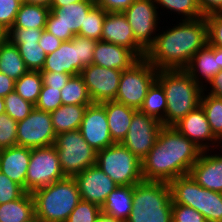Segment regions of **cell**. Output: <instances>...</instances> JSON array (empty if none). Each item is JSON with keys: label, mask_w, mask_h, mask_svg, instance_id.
Instances as JSON below:
<instances>
[{"label": "cell", "mask_w": 222, "mask_h": 222, "mask_svg": "<svg viewBox=\"0 0 222 222\" xmlns=\"http://www.w3.org/2000/svg\"><path fill=\"white\" fill-rule=\"evenodd\" d=\"M169 23L168 20L162 22L145 59L157 70L185 69L195 53L208 44L207 20L205 17L194 20L172 18Z\"/></svg>", "instance_id": "1"}, {"label": "cell", "mask_w": 222, "mask_h": 222, "mask_svg": "<svg viewBox=\"0 0 222 222\" xmlns=\"http://www.w3.org/2000/svg\"><path fill=\"white\" fill-rule=\"evenodd\" d=\"M203 151L174 126H163L154 146L141 161L144 181L170 183L190 173Z\"/></svg>", "instance_id": "2"}, {"label": "cell", "mask_w": 222, "mask_h": 222, "mask_svg": "<svg viewBox=\"0 0 222 222\" xmlns=\"http://www.w3.org/2000/svg\"><path fill=\"white\" fill-rule=\"evenodd\" d=\"M156 80L162 85L167 102L163 126H173L200 106L203 88L184 69L158 70Z\"/></svg>", "instance_id": "3"}, {"label": "cell", "mask_w": 222, "mask_h": 222, "mask_svg": "<svg viewBox=\"0 0 222 222\" xmlns=\"http://www.w3.org/2000/svg\"><path fill=\"white\" fill-rule=\"evenodd\" d=\"M35 217L41 222H66L80 198L78 185L73 177H65L32 192Z\"/></svg>", "instance_id": "4"}, {"label": "cell", "mask_w": 222, "mask_h": 222, "mask_svg": "<svg viewBox=\"0 0 222 222\" xmlns=\"http://www.w3.org/2000/svg\"><path fill=\"white\" fill-rule=\"evenodd\" d=\"M169 183L142 181L133 186V203L126 222H172Z\"/></svg>", "instance_id": "5"}, {"label": "cell", "mask_w": 222, "mask_h": 222, "mask_svg": "<svg viewBox=\"0 0 222 222\" xmlns=\"http://www.w3.org/2000/svg\"><path fill=\"white\" fill-rule=\"evenodd\" d=\"M169 186L173 204L194 208L207 222H222V193L205 189L190 174L173 179Z\"/></svg>", "instance_id": "6"}, {"label": "cell", "mask_w": 222, "mask_h": 222, "mask_svg": "<svg viewBox=\"0 0 222 222\" xmlns=\"http://www.w3.org/2000/svg\"><path fill=\"white\" fill-rule=\"evenodd\" d=\"M96 164L118 186H134L143 181L141 160L120 143L97 151Z\"/></svg>", "instance_id": "7"}, {"label": "cell", "mask_w": 222, "mask_h": 222, "mask_svg": "<svg viewBox=\"0 0 222 222\" xmlns=\"http://www.w3.org/2000/svg\"><path fill=\"white\" fill-rule=\"evenodd\" d=\"M54 146L66 177H74L96 164L97 151L84 140L79 130L56 135Z\"/></svg>", "instance_id": "8"}, {"label": "cell", "mask_w": 222, "mask_h": 222, "mask_svg": "<svg viewBox=\"0 0 222 222\" xmlns=\"http://www.w3.org/2000/svg\"><path fill=\"white\" fill-rule=\"evenodd\" d=\"M157 73L158 70L145 58L123 70L115 101L139 110L149 87L156 80Z\"/></svg>", "instance_id": "9"}, {"label": "cell", "mask_w": 222, "mask_h": 222, "mask_svg": "<svg viewBox=\"0 0 222 222\" xmlns=\"http://www.w3.org/2000/svg\"><path fill=\"white\" fill-rule=\"evenodd\" d=\"M65 177L54 145L31 149L25 181L26 192L32 193L35 189L48 186Z\"/></svg>", "instance_id": "10"}, {"label": "cell", "mask_w": 222, "mask_h": 222, "mask_svg": "<svg viewBox=\"0 0 222 222\" xmlns=\"http://www.w3.org/2000/svg\"><path fill=\"white\" fill-rule=\"evenodd\" d=\"M123 14L132 28L135 41L147 51L163 22L154 0H135Z\"/></svg>", "instance_id": "11"}, {"label": "cell", "mask_w": 222, "mask_h": 222, "mask_svg": "<svg viewBox=\"0 0 222 222\" xmlns=\"http://www.w3.org/2000/svg\"><path fill=\"white\" fill-rule=\"evenodd\" d=\"M95 6L96 2L85 0L50 8L45 30L61 41H69L84 27L85 17Z\"/></svg>", "instance_id": "12"}, {"label": "cell", "mask_w": 222, "mask_h": 222, "mask_svg": "<svg viewBox=\"0 0 222 222\" xmlns=\"http://www.w3.org/2000/svg\"><path fill=\"white\" fill-rule=\"evenodd\" d=\"M162 127L163 124L157 119L137 110L133 114L128 132L120 144L142 161L156 143Z\"/></svg>", "instance_id": "13"}, {"label": "cell", "mask_w": 222, "mask_h": 222, "mask_svg": "<svg viewBox=\"0 0 222 222\" xmlns=\"http://www.w3.org/2000/svg\"><path fill=\"white\" fill-rule=\"evenodd\" d=\"M56 134L50 112L34 108L32 112L17 123V146L38 148L54 145Z\"/></svg>", "instance_id": "14"}, {"label": "cell", "mask_w": 222, "mask_h": 222, "mask_svg": "<svg viewBox=\"0 0 222 222\" xmlns=\"http://www.w3.org/2000/svg\"><path fill=\"white\" fill-rule=\"evenodd\" d=\"M121 74V70L95 64L85 66L80 72L93 103L115 100Z\"/></svg>", "instance_id": "15"}, {"label": "cell", "mask_w": 222, "mask_h": 222, "mask_svg": "<svg viewBox=\"0 0 222 222\" xmlns=\"http://www.w3.org/2000/svg\"><path fill=\"white\" fill-rule=\"evenodd\" d=\"M79 131L84 140L96 151L115 144L110 135L105 108L100 103L87 106Z\"/></svg>", "instance_id": "16"}, {"label": "cell", "mask_w": 222, "mask_h": 222, "mask_svg": "<svg viewBox=\"0 0 222 222\" xmlns=\"http://www.w3.org/2000/svg\"><path fill=\"white\" fill-rule=\"evenodd\" d=\"M82 200L102 206L107 196L118 186L95 164L73 177Z\"/></svg>", "instance_id": "17"}, {"label": "cell", "mask_w": 222, "mask_h": 222, "mask_svg": "<svg viewBox=\"0 0 222 222\" xmlns=\"http://www.w3.org/2000/svg\"><path fill=\"white\" fill-rule=\"evenodd\" d=\"M173 126L182 135L200 147L202 151L215 149L217 138L213 135L201 106L189 112Z\"/></svg>", "instance_id": "18"}, {"label": "cell", "mask_w": 222, "mask_h": 222, "mask_svg": "<svg viewBox=\"0 0 222 222\" xmlns=\"http://www.w3.org/2000/svg\"><path fill=\"white\" fill-rule=\"evenodd\" d=\"M101 41L126 47L140 59L145 58L146 51L135 41L131 26L123 12H107L103 23Z\"/></svg>", "instance_id": "19"}, {"label": "cell", "mask_w": 222, "mask_h": 222, "mask_svg": "<svg viewBox=\"0 0 222 222\" xmlns=\"http://www.w3.org/2000/svg\"><path fill=\"white\" fill-rule=\"evenodd\" d=\"M79 58V35H75L71 40L63 41L57 50L47 54L41 71L78 75L85 67Z\"/></svg>", "instance_id": "20"}, {"label": "cell", "mask_w": 222, "mask_h": 222, "mask_svg": "<svg viewBox=\"0 0 222 222\" xmlns=\"http://www.w3.org/2000/svg\"><path fill=\"white\" fill-rule=\"evenodd\" d=\"M189 174L205 189L222 193V157L215 150L203 151Z\"/></svg>", "instance_id": "21"}, {"label": "cell", "mask_w": 222, "mask_h": 222, "mask_svg": "<svg viewBox=\"0 0 222 222\" xmlns=\"http://www.w3.org/2000/svg\"><path fill=\"white\" fill-rule=\"evenodd\" d=\"M139 60L140 58L126 47L100 40L96 43L92 64L123 71Z\"/></svg>", "instance_id": "22"}, {"label": "cell", "mask_w": 222, "mask_h": 222, "mask_svg": "<svg viewBox=\"0 0 222 222\" xmlns=\"http://www.w3.org/2000/svg\"><path fill=\"white\" fill-rule=\"evenodd\" d=\"M184 70L204 89L214 75L221 70L217 61V47L208 43L195 53Z\"/></svg>", "instance_id": "23"}, {"label": "cell", "mask_w": 222, "mask_h": 222, "mask_svg": "<svg viewBox=\"0 0 222 222\" xmlns=\"http://www.w3.org/2000/svg\"><path fill=\"white\" fill-rule=\"evenodd\" d=\"M31 149L13 146L0 150V171L25 190Z\"/></svg>", "instance_id": "24"}, {"label": "cell", "mask_w": 222, "mask_h": 222, "mask_svg": "<svg viewBox=\"0 0 222 222\" xmlns=\"http://www.w3.org/2000/svg\"><path fill=\"white\" fill-rule=\"evenodd\" d=\"M100 104L105 108L111 138L115 143H120L126 136L133 114L137 110L115 100Z\"/></svg>", "instance_id": "25"}, {"label": "cell", "mask_w": 222, "mask_h": 222, "mask_svg": "<svg viewBox=\"0 0 222 222\" xmlns=\"http://www.w3.org/2000/svg\"><path fill=\"white\" fill-rule=\"evenodd\" d=\"M154 2L163 21L167 19L171 21L172 17L174 20H194L204 17L198 0H154Z\"/></svg>", "instance_id": "26"}, {"label": "cell", "mask_w": 222, "mask_h": 222, "mask_svg": "<svg viewBox=\"0 0 222 222\" xmlns=\"http://www.w3.org/2000/svg\"><path fill=\"white\" fill-rule=\"evenodd\" d=\"M133 203V186H117L101 206V212L127 221Z\"/></svg>", "instance_id": "27"}, {"label": "cell", "mask_w": 222, "mask_h": 222, "mask_svg": "<svg viewBox=\"0 0 222 222\" xmlns=\"http://www.w3.org/2000/svg\"><path fill=\"white\" fill-rule=\"evenodd\" d=\"M35 218L32 193L25 192L20 198L0 205V222H29Z\"/></svg>", "instance_id": "28"}, {"label": "cell", "mask_w": 222, "mask_h": 222, "mask_svg": "<svg viewBox=\"0 0 222 222\" xmlns=\"http://www.w3.org/2000/svg\"><path fill=\"white\" fill-rule=\"evenodd\" d=\"M89 105H61L50 112L53 129L56 135L79 130L85 110Z\"/></svg>", "instance_id": "29"}, {"label": "cell", "mask_w": 222, "mask_h": 222, "mask_svg": "<svg viewBox=\"0 0 222 222\" xmlns=\"http://www.w3.org/2000/svg\"><path fill=\"white\" fill-rule=\"evenodd\" d=\"M28 71L18 47L7 39L0 46V72L16 81Z\"/></svg>", "instance_id": "30"}, {"label": "cell", "mask_w": 222, "mask_h": 222, "mask_svg": "<svg viewBox=\"0 0 222 222\" xmlns=\"http://www.w3.org/2000/svg\"><path fill=\"white\" fill-rule=\"evenodd\" d=\"M50 8L30 3H22L12 28L45 29Z\"/></svg>", "instance_id": "31"}, {"label": "cell", "mask_w": 222, "mask_h": 222, "mask_svg": "<svg viewBox=\"0 0 222 222\" xmlns=\"http://www.w3.org/2000/svg\"><path fill=\"white\" fill-rule=\"evenodd\" d=\"M166 98L162 85L155 80L149 87L142 107L139 109L142 113L162 122L166 112Z\"/></svg>", "instance_id": "32"}, {"label": "cell", "mask_w": 222, "mask_h": 222, "mask_svg": "<svg viewBox=\"0 0 222 222\" xmlns=\"http://www.w3.org/2000/svg\"><path fill=\"white\" fill-rule=\"evenodd\" d=\"M61 101L63 105H91L93 104L87 90V86L80 74L71 76L61 89Z\"/></svg>", "instance_id": "33"}, {"label": "cell", "mask_w": 222, "mask_h": 222, "mask_svg": "<svg viewBox=\"0 0 222 222\" xmlns=\"http://www.w3.org/2000/svg\"><path fill=\"white\" fill-rule=\"evenodd\" d=\"M43 86L41 71H28L15 81V91L26 101L36 105Z\"/></svg>", "instance_id": "34"}, {"label": "cell", "mask_w": 222, "mask_h": 222, "mask_svg": "<svg viewBox=\"0 0 222 222\" xmlns=\"http://www.w3.org/2000/svg\"><path fill=\"white\" fill-rule=\"evenodd\" d=\"M200 106L206 114L213 135L222 138V98L211 96L203 91Z\"/></svg>", "instance_id": "35"}, {"label": "cell", "mask_w": 222, "mask_h": 222, "mask_svg": "<svg viewBox=\"0 0 222 222\" xmlns=\"http://www.w3.org/2000/svg\"><path fill=\"white\" fill-rule=\"evenodd\" d=\"M18 47L19 53L29 71H41L47 54L38 42H24L13 44Z\"/></svg>", "instance_id": "36"}, {"label": "cell", "mask_w": 222, "mask_h": 222, "mask_svg": "<svg viewBox=\"0 0 222 222\" xmlns=\"http://www.w3.org/2000/svg\"><path fill=\"white\" fill-rule=\"evenodd\" d=\"M106 13L103 8L96 5L85 17L84 27L80 28L77 35L100 41Z\"/></svg>", "instance_id": "37"}, {"label": "cell", "mask_w": 222, "mask_h": 222, "mask_svg": "<svg viewBox=\"0 0 222 222\" xmlns=\"http://www.w3.org/2000/svg\"><path fill=\"white\" fill-rule=\"evenodd\" d=\"M5 113L15 121L24 120L35 105L23 99L15 90L4 97Z\"/></svg>", "instance_id": "38"}, {"label": "cell", "mask_w": 222, "mask_h": 222, "mask_svg": "<svg viewBox=\"0 0 222 222\" xmlns=\"http://www.w3.org/2000/svg\"><path fill=\"white\" fill-rule=\"evenodd\" d=\"M100 213V206L81 199L66 222H95Z\"/></svg>", "instance_id": "39"}, {"label": "cell", "mask_w": 222, "mask_h": 222, "mask_svg": "<svg viewBox=\"0 0 222 222\" xmlns=\"http://www.w3.org/2000/svg\"><path fill=\"white\" fill-rule=\"evenodd\" d=\"M17 123L7 113L0 115V150L17 145Z\"/></svg>", "instance_id": "40"}, {"label": "cell", "mask_w": 222, "mask_h": 222, "mask_svg": "<svg viewBox=\"0 0 222 222\" xmlns=\"http://www.w3.org/2000/svg\"><path fill=\"white\" fill-rule=\"evenodd\" d=\"M60 92V88H52L43 85L35 108L45 112L56 110L62 105Z\"/></svg>", "instance_id": "41"}, {"label": "cell", "mask_w": 222, "mask_h": 222, "mask_svg": "<svg viewBox=\"0 0 222 222\" xmlns=\"http://www.w3.org/2000/svg\"><path fill=\"white\" fill-rule=\"evenodd\" d=\"M26 191L0 171V205L20 198Z\"/></svg>", "instance_id": "42"}, {"label": "cell", "mask_w": 222, "mask_h": 222, "mask_svg": "<svg viewBox=\"0 0 222 222\" xmlns=\"http://www.w3.org/2000/svg\"><path fill=\"white\" fill-rule=\"evenodd\" d=\"M20 6L18 0H0V26L7 32L13 27Z\"/></svg>", "instance_id": "43"}, {"label": "cell", "mask_w": 222, "mask_h": 222, "mask_svg": "<svg viewBox=\"0 0 222 222\" xmlns=\"http://www.w3.org/2000/svg\"><path fill=\"white\" fill-rule=\"evenodd\" d=\"M208 25V43L222 48V12L205 16Z\"/></svg>", "instance_id": "44"}, {"label": "cell", "mask_w": 222, "mask_h": 222, "mask_svg": "<svg viewBox=\"0 0 222 222\" xmlns=\"http://www.w3.org/2000/svg\"><path fill=\"white\" fill-rule=\"evenodd\" d=\"M44 29L37 28H11L8 31L7 39L12 44H22L24 42H39Z\"/></svg>", "instance_id": "45"}, {"label": "cell", "mask_w": 222, "mask_h": 222, "mask_svg": "<svg viewBox=\"0 0 222 222\" xmlns=\"http://www.w3.org/2000/svg\"><path fill=\"white\" fill-rule=\"evenodd\" d=\"M172 218L176 222H207L197 210L181 204H172Z\"/></svg>", "instance_id": "46"}, {"label": "cell", "mask_w": 222, "mask_h": 222, "mask_svg": "<svg viewBox=\"0 0 222 222\" xmlns=\"http://www.w3.org/2000/svg\"><path fill=\"white\" fill-rule=\"evenodd\" d=\"M96 43V40L79 35V59L84 66L92 64L93 52L95 50Z\"/></svg>", "instance_id": "47"}, {"label": "cell", "mask_w": 222, "mask_h": 222, "mask_svg": "<svg viewBox=\"0 0 222 222\" xmlns=\"http://www.w3.org/2000/svg\"><path fill=\"white\" fill-rule=\"evenodd\" d=\"M42 81L44 86L62 89L70 79L68 73H59L51 71H41Z\"/></svg>", "instance_id": "48"}, {"label": "cell", "mask_w": 222, "mask_h": 222, "mask_svg": "<svg viewBox=\"0 0 222 222\" xmlns=\"http://www.w3.org/2000/svg\"><path fill=\"white\" fill-rule=\"evenodd\" d=\"M135 0H97L96 5L103 8L106 12H123Z\"/></svg>", "instance_id": "49"}, {"label": "cell", "mask_w": 222, "mask_h": 222, "mask_svg": "<svg viewBox=\"0 0 222 222\" xmlns=\"http://www.w3.org/2000/svg\"><path fill=\"white\" fill-rule=\"evenodd\" d=\"M62 42L63 41L44 29L38 44L44 49L46 54H50L57 50Z\"/></svg>", "instance_id": "50"}, {"label": "cell", "mask_w": 222, "mask_h": 222, "mask_svg": "<svg viewBox=\"0 0 222 222\" xmlns=\"http://www.w3.org/2000/svg\"><path fill=\"white\" fill-rule=\"evenodd\" d=\"M203 91L211 96L222 98V70L214 75Z\"/></svg>", "instance_id": "51"}, {"label": "cell", "mask_w": 222, "mask_h": 222, "mask_svg": "<svg viewBox=\"0 0 222 222\" xmlns=\"http://www.w3.org/2000/svg\"><path fill=\"white\" fill-rule=\"evenodd\" d=\"M203 16L222 12V0H198Z\"/></svg>", "instance_id": "52"}, {"label": "cell", "mask_w": 222, "mask_h": 222, "mask_svg": "<svg viewBox=\"0 0 222 222\" xmlns=\"http://www.w3.org/2000/svg\"><path fill=\"white\" fill-rule=\"evenodd\" d=\"M15 90V80L0 72V97H5Z\"/></svg>", "instance_id": "53"}, {"label": "cell", "mask_w": 222, "mask_h": 222, "mask_svg": "<svg viewBox=\"0 0 222 222\" xmlns=\"http://www.w3.org/2000/svg\"><path fill=\"white\" fill-rule=\"evenodd\" d=\"M85 0H52V4L50 8H59L71 3H78Z\"/></svg>", "instance_id": "54"}, {"label": "cell", "mask_w": 222, "mask_h": 222, "mask_svg": "<svg viewBox=\"0 0 222 222\" xmlns=\"http://www.w3.org/2000/svg\"><path fill=\"white\" fill-rule=\"evenodd\" d=\"M95 222H125L121 219L114 218L105 213H100Z\"/></svg>", "instance_id": "55"}, {"label": "cell", "mask_w": 222, "mask_h": 222, "mask_svg": "<svg viewBox=\"0 0 222 222\" xmlns=\"http://www.w3.org/2000/svg\"><path fill=\"white\" fill-rule=\"evenodd\" d=\"M25 3L35 4L45 6L47 8L51 7L52 0H24Z\"/></svg>", "instance_id": "56"}, {"label": "cell", "mask_w": 222, "mask_h": 222, "mask_svg": "<svg viewBox=\"0 0 222 222\" xmlns=\"http://www.w3.org/2000/svg\"><path fill=\"white\" fill-rule=\"evenodd\" d=\"M8 32L0 26V46L7 40Z\"/></svg>", "instance_id": "57"}, {"label": "cell", "mask_w": 222, "mask_h": 222, "mask_svg": "<svg viewBox=\"0 0 222 222\" xmlns=\"http://www.w3.org/2000/svg\"><path fill=\"white\" fill-rule=\"evenodd\" d=\"M214 150L217 154L222 157V138L217 139V143Z\"/></svg>", "instance_id": "58"}, {"label": "cell", "mask_w": 222, "mask_h": 222, "mask_svg": "<svg viewBox=\"0 0 222 222\" xmlns=\"http://www.w3.org/2000/svg\"><path fill=\"white\" fill-rule=\"evenodd\" d=\"M217 61L220 66V69L222 70V48L217 47Z\"/></svg>", "instance_id": "59"}, {"label": "cell", "mask_w": 222, "mask_h": 222, "mask_svg": "<svg viewBox=\"0 0 222 222\" xmlns=\"http://www.w3.org/2000/svg\"><path fill=\"white\" fill-rule=\"evenodd\" d=\"M5 113L4 98L0 97V115Z\"/></svg>", "instance_id": "60"}, {"label": "cell", "mask_w": 222, "mask_h": 222, "mask_svg": "<svg viewBox=\"0 0 222 222\" xmlns=\"http://www.w3.org/2000/svg\"><path fill=\"white\" fill-rule=\"evenodd\" d=\"M29 222H41L37 217L33 218L31 221Z\"/></svg>", "instance_id": "61"}, {"label": "cell", "mask_w": 222, "mask_h": 222, "mask_svg": "<svg viewBox=\"0 0 222 222\" xmlns=\"http://www.w3.org/2000/svg\"><path fill=\"white\" fill-rule=\"evenodd\" d=\"M21 4L24 3V0H18Z\"/></svg>", "instance_id": "62"}]
</instances>
